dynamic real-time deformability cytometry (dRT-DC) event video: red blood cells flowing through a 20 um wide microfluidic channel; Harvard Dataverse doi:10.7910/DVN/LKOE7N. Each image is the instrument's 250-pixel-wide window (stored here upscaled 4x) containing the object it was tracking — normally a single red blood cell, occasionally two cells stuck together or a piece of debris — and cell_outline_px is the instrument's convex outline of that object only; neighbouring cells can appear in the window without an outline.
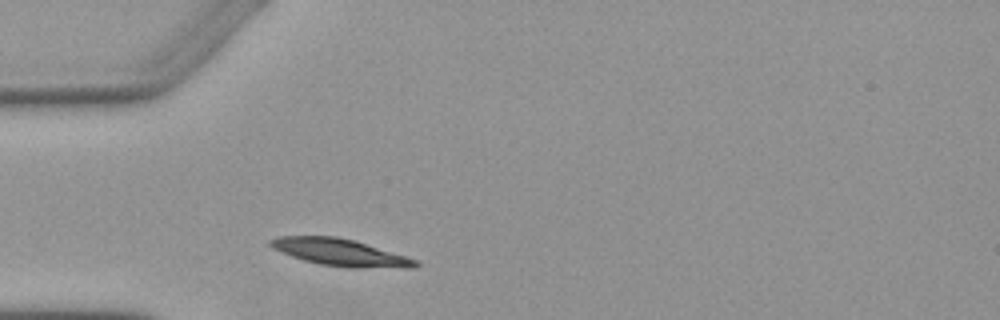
{"species": "Egyptian fruit bat (a non-hibernating species)", "species_latin": "Rousettus aegyptiacus", "temperature_condition": "warm", "stored_images_in_passage": 1, "camera_frame_rate_fps": 3000, "um_per_image_px": 0.085, "animal": {"sex": "female"}, "frame": {"image": 1, "passage_image": 1, "time_ms": 0.0, "image_size_px": [1000, 320], "cell_outline_px": [[420, 264], [416, 268], [348, 268], [320, 264], [304, 260], [280, 252], [272, 248], [268, 244], [268, 240], [280, 236], [336, 236], [352, 240], [404, 256], [416, 260]], "centroid_in_image_um": [28.88, 21.47], "position_along_channel_um": 56.1, "area_um2": 22.66}}